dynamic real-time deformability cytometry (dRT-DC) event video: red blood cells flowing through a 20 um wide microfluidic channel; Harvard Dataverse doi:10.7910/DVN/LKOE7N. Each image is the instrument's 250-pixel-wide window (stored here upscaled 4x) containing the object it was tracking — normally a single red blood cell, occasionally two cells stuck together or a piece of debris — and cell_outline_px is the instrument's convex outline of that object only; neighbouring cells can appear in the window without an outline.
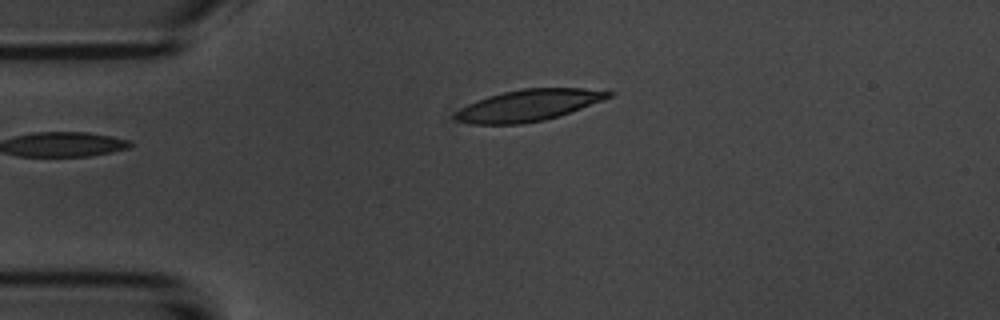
{"species": "common noctule bat (a hibernating species)", "species_latin": "Nyctalus noctula", "temperature_condition": "room temperature", "stored_images_in_passage": 14, "camera_frame_rate_fps": 3000, "um_per_image_px": 0.085, "animal": {"sex": "male", "body_mass_g": 20.1, "forearm_length_mm": 53.5}, "frame": {"image": 1, "passage_image": 3, "time_ms": 3.0, "image_size_px": [1000, 320], "cell_outline_px": [[612, 96], [580, 108], [544, 120], [520, 124], [472, 124], [456, 120], [452, 116], [460, 108], [476, 100], [488, 96], [520, 88], [584, 88], [612, 92]], "centroid_in_image_um": [44.85, 8.95], "position_along_channel_um": 40.1, "area_um2": 27.74}}
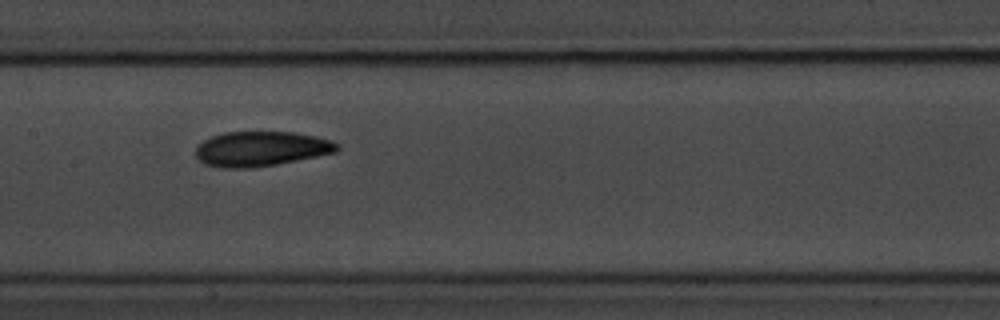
{"frame": {"image": 2, "passage_image": 7, "time_ms": 7.667, "image_size_px": [1000, 320], "cell_outline_px": [[340, 148], [336, 152], [276, 164], [252, 168], [224, 168], [204, 164], [196, 156], [196, 144], [212, 136], [224, 132], [292, 132], [316, 136], [340, 144]], "centroid_in_image_um": [22.16, 12.65], "position_along_channel_um": 185.2, "area_um2": 28.67}}
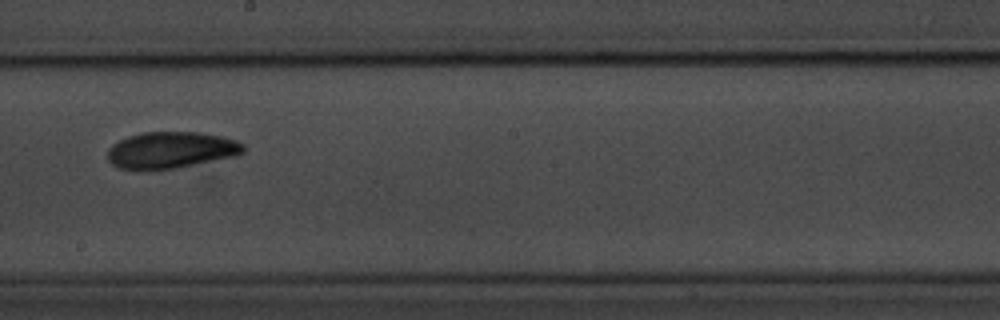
{"frame": {"image": 3, "passage_image": 8, "time_ms": 9.0, "image_size_px": [1000, 320], "cell_outline_px": [[244, 152], [236, 156], [180, 168], [152, 172], [120, 168], [112, 164], [108, 160], [108, 148], [112, 144], [128, 136], [144, 132], [200, 132], [220, 136], [236, 140], [244, 144]], "centroid_in_image_um": [14.53, 12.79], "position_along_channel_um": 233.7, "area_um2": 29.59}, "authors_computed_cell_mechanics": {"area_um2": 27.6862, "velocity_mm_per_s": 3.6563, "shape_relaxation_time_tau1_ms": 2.2455, "shape_relaxation_time_tau2_ms": 1.1494, "deformation_change_tau1": 0.0944, "deformation_change_tau2": 0.0397}}